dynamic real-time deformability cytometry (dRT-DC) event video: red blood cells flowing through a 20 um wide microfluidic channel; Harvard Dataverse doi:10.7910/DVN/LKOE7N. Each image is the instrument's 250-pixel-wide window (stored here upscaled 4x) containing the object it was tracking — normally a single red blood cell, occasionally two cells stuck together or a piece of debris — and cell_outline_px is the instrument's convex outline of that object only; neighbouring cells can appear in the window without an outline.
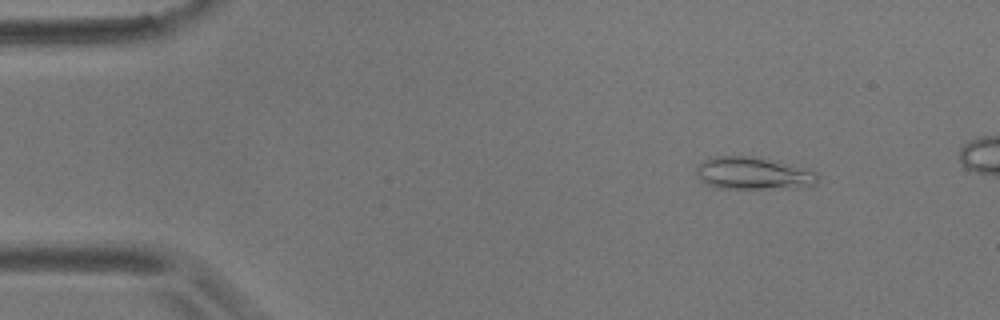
{"species": "common noctule bat (a hibernating species)", "species_latin": "Nyctalus noctula", "temperature_condition": "room temperature", "stored_images_in_passage": 5, "camera_frame_rate_fps": 3000, "um_per_image_px": 0.085, "animal": {"sex": "male", "body_mass_g": 17.9}, "frame": {"image": 1, "passage_image": 2, "time_ms": 1.0, "image_size_px": [1000, 320], "cell_outline_px": [[820, 176], [816, 184], [808, 188], [716, 188], [708, 184], [696, 176], [696, 164], [700, 160], [716, 156], [752, 156], [816, 172]], "centroid_in_image_um": [63.99, 14.75], "position_along_channel_um": 21.0, "area_um2": 22.89}}